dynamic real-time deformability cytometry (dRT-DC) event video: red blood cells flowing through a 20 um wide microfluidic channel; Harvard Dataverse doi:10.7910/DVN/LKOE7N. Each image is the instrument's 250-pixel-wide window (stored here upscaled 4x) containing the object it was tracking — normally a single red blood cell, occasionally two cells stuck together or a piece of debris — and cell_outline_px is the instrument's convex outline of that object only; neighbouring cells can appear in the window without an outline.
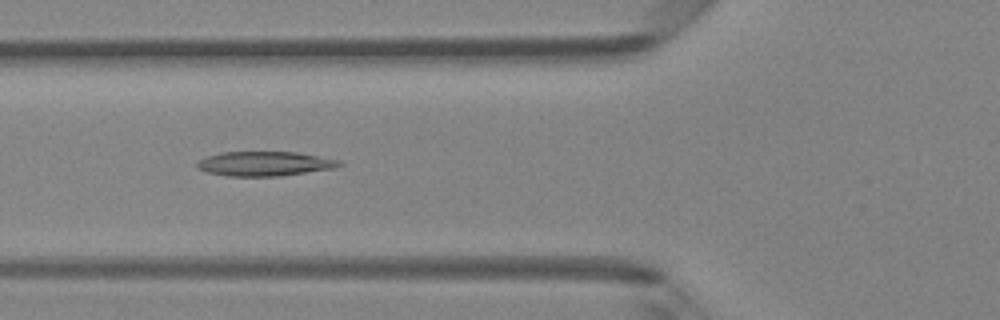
{"species": "Egyptian fruit bat (a non-hibernating species)", "species_latin": "Rousettus aegyptiacus", "temperature_condition": "room temperature", "stored_images_in_passage": 48, "camera_frame_rate_fps": 3000, "um_per_image_px": 0.085, "animal": {"sex": "female"}, "frame": {"image": 1, "passage_image": 18, "time_ms": 5.667, "image_size_px": [1000, 320], "cell_outline_px": [[344, 164], [336, 168], [280, 176], [224, 176], [208, 172], [196, 168], [196, 160], [208, 156], [224, 152], [296, 152], [340, 160]], "centroid_in_image_um": [22.49, 13.92], "position_along_channel_um": 103.3, "area_um2": 20.4}}
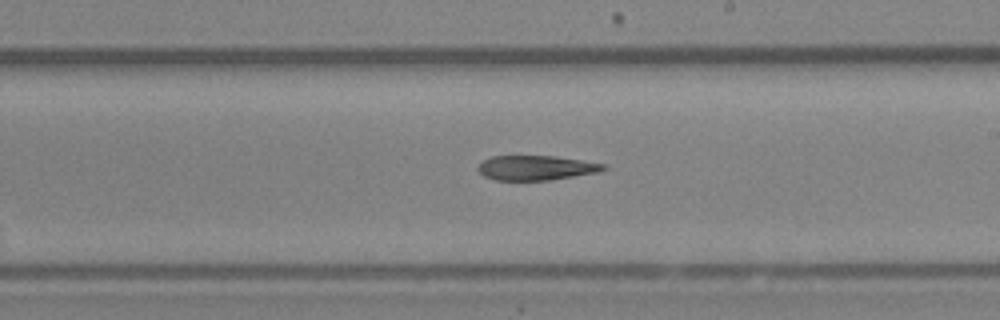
{"frame": {"image": 2, "passage_image": 28, "time_ms": 9.0, "image_size_px": [1000, 320], "cell_outline_px": [[608, 168], [600, 172], [552, 180], [496, 180], [484, 176], [476, 168], [484, 160], [492, 156], [556, 156], [608, 164]], "centroid_in_image_um": [45.63, 14.26], "position_along_channel_um": 243.4, "area_um2": 18.21}}
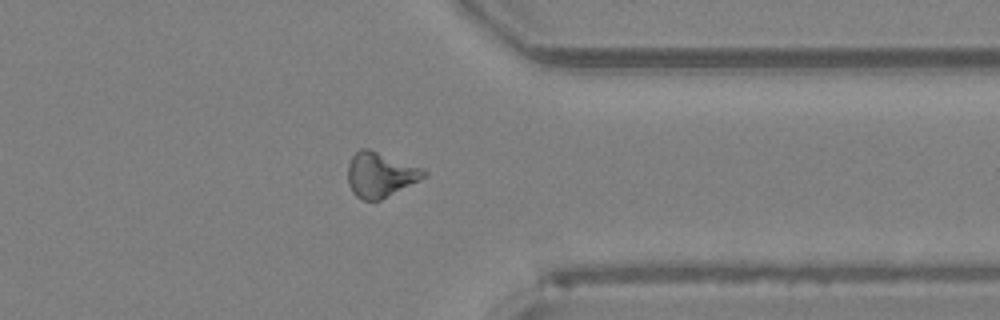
{"frame": {"image": 3, "passage_image": 38, "time_ms": 12.333, "image_size_px": [1000, 320], "cell_outline_px": [[428, 176], [380, 200], [364, 200], [356, 196], [352, 192], [348, 184], [348, 164], [352, 156], [360, 148], [368, 148], [420, 168], [428, 172]], "centroid_in_image_um": [32.3, 14.86], "position_along_channel_um": 379.1, "area_um2": 19.65}}